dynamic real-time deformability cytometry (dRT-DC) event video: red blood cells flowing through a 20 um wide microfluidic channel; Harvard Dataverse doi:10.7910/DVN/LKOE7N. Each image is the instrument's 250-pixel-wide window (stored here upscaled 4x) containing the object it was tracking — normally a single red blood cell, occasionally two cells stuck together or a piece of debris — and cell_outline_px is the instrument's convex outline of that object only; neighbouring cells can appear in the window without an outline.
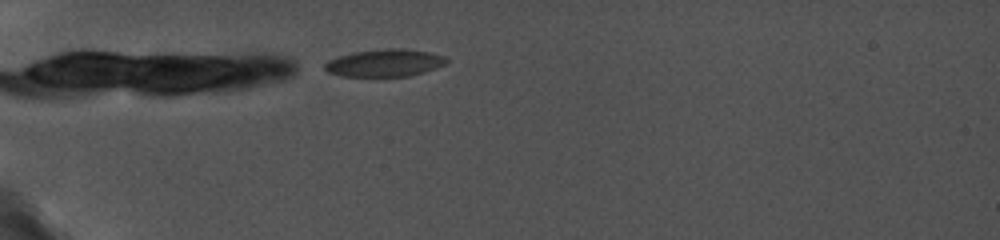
{"species": "common noctule bat (a hibernating species)", "species_latin": "Nyctalus noctula", "temperature_condition": "cold", "stored_images_in_passage": 31, "camera_frame_rate_fps": 5000, "um_per_image_px": 0.085, "animal": {"sex": "female", "body_mass_g": 19.0, "forearm_length_mm": 56.7}, "frame": {"image": 1, "passage_image": 1, "time_ms": 0.0, "image_size_px": [1000, 240], "cell_outline_px": [[448, 60], [444, 64], [436, 68], [424, 72], [408, 76], [340, 76], [328, 72], [324, 68], [324, 64], [328, 60], [352, 52], [388, 48], [404, 48], [428, 52], [444, 56]], "centroid_in_image_um": [32.68, 5.34], "position_along_channel_um": 52.3, "area_um2": 19.36}}
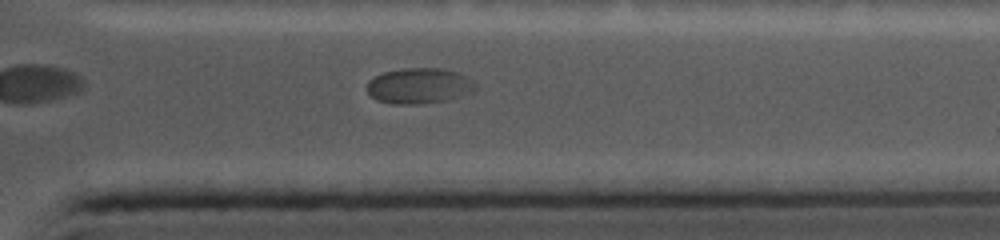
{"frame": {"image": 2, "passage_image": 26, "time_ms": 9.6, "image_size_px": [1000, 240], "cell_outline_px": [[476, 88], [472, 92], [448, 100], [420, 104], [396, 104], [376, 100], [368, 92], [368, 80], [384, 72], [404, 68], [444, 68], [456, 72], [472, 80], [476, 84]], "centroid_in_image_um": [35.63, 7.3], "position_along_channel_um": 375.8, "area_um2": 22.43}}
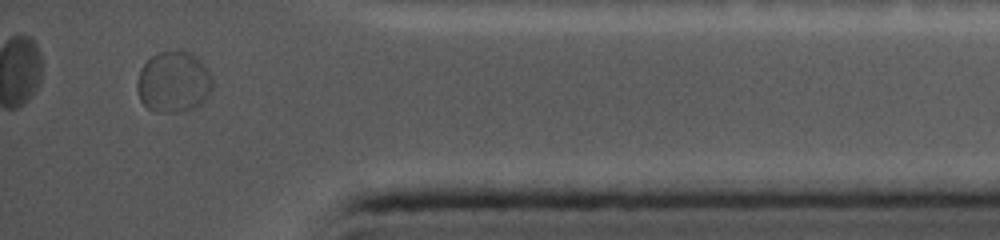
{"frame": {"image": 3, "passage_image": 30, "time_ms": 11.0, "image_size_px": [1000, 240], "cell_outline_px": [[212, 88], [208, 96], [200, 104], [192, 108], [180, 112], [156, 112], [148, 108], [140, 100], [136, 88], [136, 80], [140, 68], [156, 52], [192, 52], [208, 68], [212, 76]], "centroid_in_image_um": [14.74, 6.97], "position_along_channel_um": 420.5, "area_um2": 26.99}}